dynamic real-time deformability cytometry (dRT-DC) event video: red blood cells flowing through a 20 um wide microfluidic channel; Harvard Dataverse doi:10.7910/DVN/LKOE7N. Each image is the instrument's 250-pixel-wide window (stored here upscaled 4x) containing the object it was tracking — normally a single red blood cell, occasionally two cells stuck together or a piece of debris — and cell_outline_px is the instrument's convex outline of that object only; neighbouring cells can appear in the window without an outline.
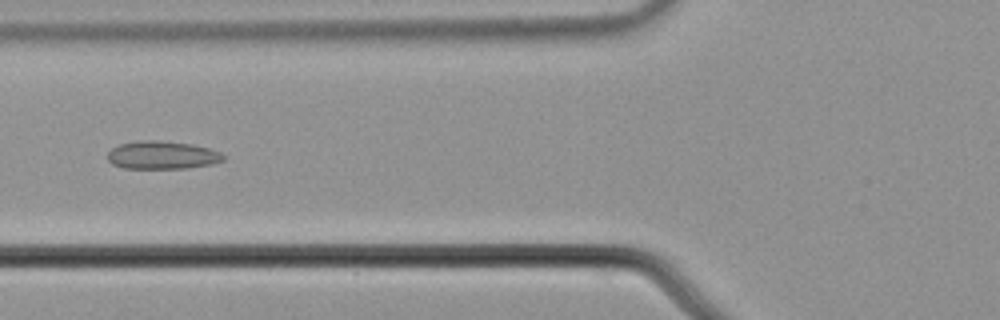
{"species": "common noctule bat (a hibernating species)", "species_latin": "Nyctalus noctula", "temperature_condition": "cold", "stored_images_in_passage": 44, "camera_frame_rate_fps": 3000, "um_per_image_px": 0.085, "animal": {"sex": "male", "body_mass_g": 21.5, "forearm_length_mm": 52.0}, "frame": {"image": 1, "passage_image": 10, "time_ms": 3.0, "image_size_px": [1000, 320], "cell_outline_px": [[224, 160], [212, 164], [188, 168], [124, 168], [112, 164], [108, 160], [108, 152], [112, 148], [120, 144], [140, 140], [156, 140], [192, 144], [208, 148], [220, 152], [224, 156]], "centroid_in_image_um": [13.78, 13.18], "position_along_channel_um": 112.0, "area_um2": 18.84}}
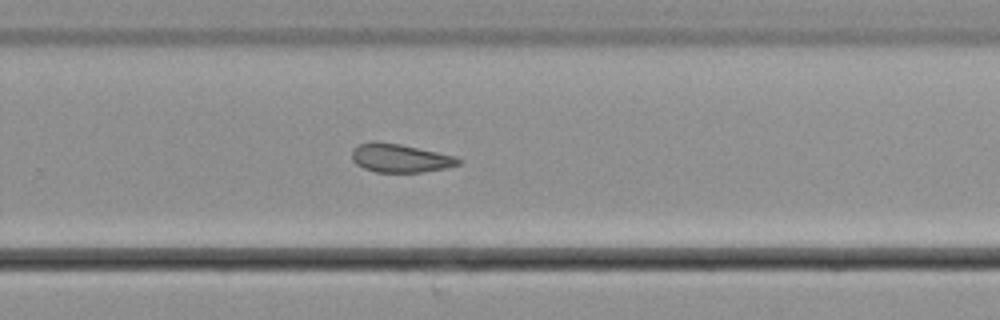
{"frame": {"image": 2, "passage_image": 25, "time_ms": 8.0, "image_size_px": [1000, 320], "cell_outline_px": [[460, 164], [448, 168], [420, 172], [376, 172], [364, 168], [356, 164], [352, 160], [352, 148], [360, 144], [372, 140], [376, 140], [400, 144], [456, 156], [460, 160]], "centroid_in_image_um": [33.99, 13.43], "position_along_channel_um": 295.8, "area_um2": 17.8}}
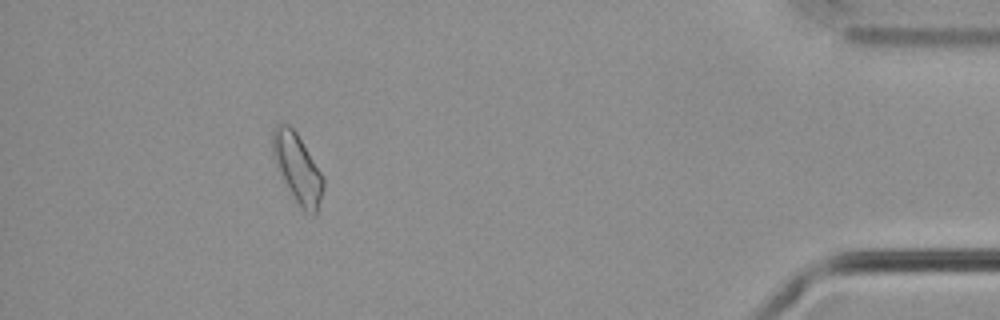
{"frame": {"image": 3, "passage_image": 39, "time_ms": 12.667, "image_size_px": [1000, 320], "cell_outline_px": [[324, 188], [316, 216], [312, 216], [304, 212], [300, 208], [292, 196], [280, 176], [272, 156], [272, 128], [276, 124], [288, 124], [296, 132], [324, 176]], "centroid_in_image_um": [25.28, 14.34], "position_along_channel_um": 409.9, "area_um2": 20.81}, "authors_computed_cell_mechanics": {"area_um2": 18.3804, "velocity_mm_per_s": 3.6866, "shape_relaxation_time_tau1_ms": null, "shape_relaxation_time_tau2_ms": 4.3893, "deformation_change_tau1": null, "deformation_change_tau2": 0.104}}